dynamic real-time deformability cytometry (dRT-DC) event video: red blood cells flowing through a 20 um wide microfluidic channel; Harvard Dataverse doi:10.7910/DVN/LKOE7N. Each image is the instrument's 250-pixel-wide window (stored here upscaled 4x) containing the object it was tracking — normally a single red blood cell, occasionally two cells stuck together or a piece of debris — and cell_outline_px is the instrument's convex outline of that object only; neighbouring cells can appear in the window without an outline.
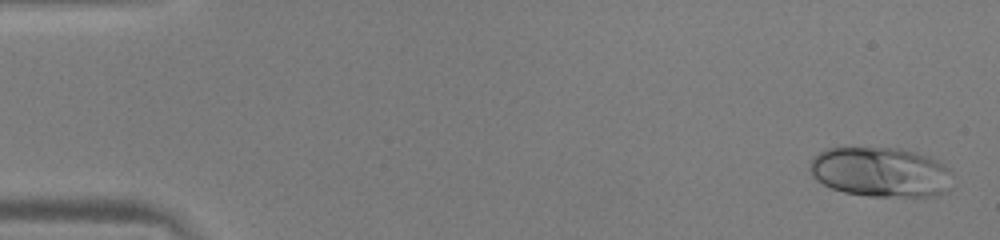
{"species": "human", "species_latin": "Homo sapiens", "temperature_condition": "warm", "stored_images_in_passage": 51, "camera_frame_rate_fps": 3000, "um_per_image_px": 0.085, "donor": {"sex": "male"}, "frame": {"image": 1, "passage_image": 2, "time_ms": 0.333, "image_size_px": [1000, 240], "cell_outline_px": [[952, 172], [948, 192], [936, 196], [868, 196], [844, 192], [832, 188], [816, 180], [812, 176], [808, 168], [812, 156], [828, 148], [900, 148], [916, 152], [928, 156], [944, 164]], "centroid_in_image_um": [74.85, 14.63], "position_along_channel_um": 10.2, "area_um2": 41.73}}
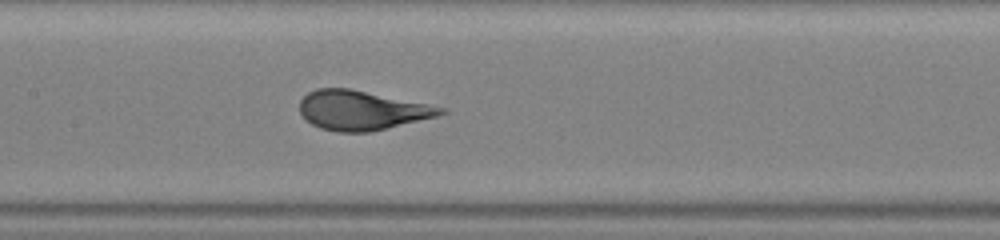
{"frame": {"image": 2, "passage_image": 25, "time_ms": 8.0, "image_size_px": [1000, 240], "cell_outline_px": [[448, 112], [436, 116], [368, 132], [336, 132], [320, 128], [312, 124], [300, 112], [300, 100], [308, 92], [316, 88], [348, 88], [448, 108]], "centroid_in_image_um": [30.73, 9.37], "position_along_channel_um": 176.7, "area_um2": 31.96}}
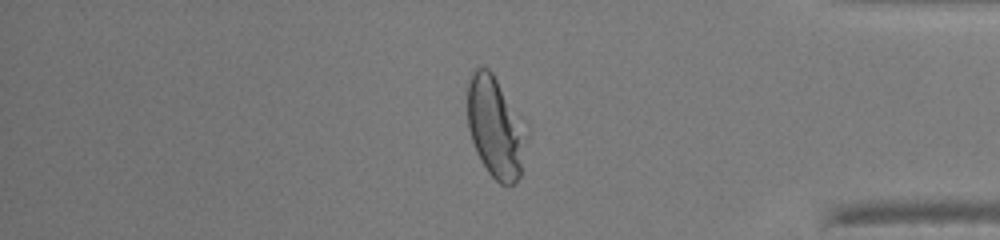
{"frame": {"image": 3, "passage_image": 43, "time_ms": 14.0, "image_size_px": [1000, 240], "cell_outline_px": [[528, 136], [520, 176], [512, 184], [500, 184], [488, 172], [480, 160], [476, 152], [468, 128], [468, 80], [476, 64], [488, 68], [492, 72], [528, 120]], "centroid_in_image_um": [42.17, 10.75], "position_along_channel_um": 393.0, "area_um2": 36.13}, "authors_computed_cell_mechanics": {"area_um2": 36.125, "velocity_mm_per_s": 4.0272, "shape_relaxation_time_tau1_ms": 4.0204, "shape_relaxation_time_tau2_ms": null, "deformation_change_tau1": 0.2015, "deformation_change_tau2": null}}